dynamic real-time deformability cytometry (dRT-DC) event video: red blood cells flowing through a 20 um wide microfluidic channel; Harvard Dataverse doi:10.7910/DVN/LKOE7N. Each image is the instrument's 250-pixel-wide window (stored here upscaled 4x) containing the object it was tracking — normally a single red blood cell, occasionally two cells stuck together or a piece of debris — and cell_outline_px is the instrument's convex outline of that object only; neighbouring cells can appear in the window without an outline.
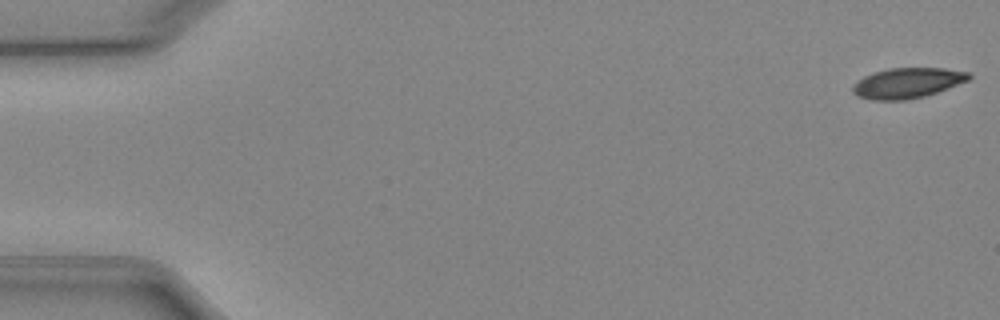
{"species": "Egyptian fruit bat (a non-hibernating species)", "species_latin": "Rousettus aegyptiacus", "temperature_condition": "cold", "stored_images_in_passage": 51, "camera_frame_rate_fps": 3000, "um_per_image_px": 0.085, "animal": {"sex": "female"}, "frame": {"image": 1, "passage_image": 1, "time_ms": 0.0, "image_size_px": [1000, 320], "cell_outline_px": [[972, 76], [968, 80], [936, 92], [924, 96], [904, 100], [872, 100], [856, 96], [852, 92], [852, 88], [864, 76], [872, 72], [888, 68], [944, 68], [968, 72]], "centroid_in_image_um": [77.1, 7.05], "position_along_channel_um": 7.9, "area_um2": 20.35}}
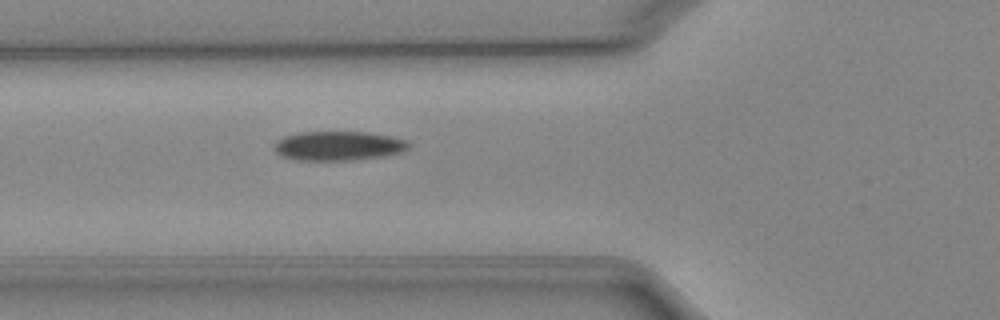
{"frame": {"image": 2, "passage_image": 19, "time_ms": 6.0, "image_size_px": [1000, 320], "cell_outline_px": [[412, 144], [408, 148], [400, 152], [384, 156], [352, 160], [296, 160], [280, 156], [272, 148], [276, 140], [284, 136], [300, 132], [368, 132], [392, 136], [404, 140]], "centroid_in_image_um": [28.72, 12.39], "position_along_channel_um": 97.1, "area_um2": 23.12}}
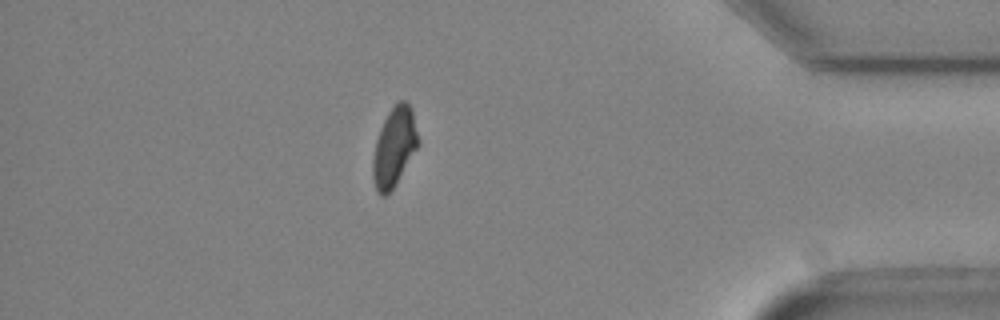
{"frame": {"image": 3, "passage_image": 45, "time_ms": 14.667, "image_size_px": [1000, 320], "cell_outline_px": [[420, 144], [392, 188], [384, 196], [380, 196], [376, 188], [372, 176], [372, 160], [376, 140], [380, 128], [388, 112], [396, 100], [404, 100], [412, 108], [420, 140]], "centroid_in_image_um": [33.52, 12.43], "position_along_channel_um": 401.7, "area_um2": 20.92}, "authors_computed_cell_mechanics": {"area_um2": 21.964, "velocity_mm_per_s": 3.9528, "shape_relaxation_time_tau1_ms": 4.0109, "shape_relaxation_time_tau2_ms": null, "deformation_change_tau1": 0.1129, "deformation_change_tau2": null}}